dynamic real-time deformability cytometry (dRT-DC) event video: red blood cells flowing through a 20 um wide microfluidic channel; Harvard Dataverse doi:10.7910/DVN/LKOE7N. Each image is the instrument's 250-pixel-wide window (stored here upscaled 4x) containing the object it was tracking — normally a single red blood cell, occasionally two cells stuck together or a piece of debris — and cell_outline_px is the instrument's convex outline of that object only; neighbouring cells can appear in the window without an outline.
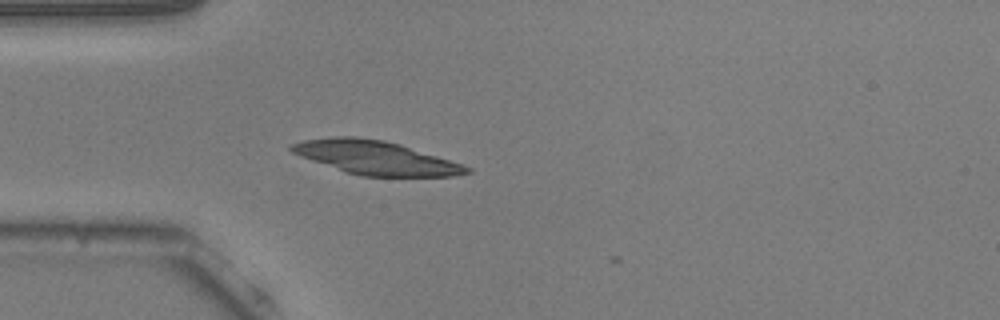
{"species": "common noctule bat (a hibernating species)", "species_latin": "Nyctalus noctula", "temperature_condition": "warm", "stored_images_in_passage": 4, "camera_frame_rate_fps": 3000, "um_per_image_px": 0.085, "animal": {"sex": "male", "body_mass_g": 20.5, "forearm_length_mm": 52.5}, "frame": {"image": 1, "passage_image": 3, "time_ms": 0.667, "image_size_px": [1000, 320], "cell_outline_px": [[472, 172], [452, 176], [360, 176], [344, 172], [300, 156], [292, 152], [288, 148], [288, 144], [304, 140], [332, 136], [356, 136], [384, 140], [400, 144], [472, 168]], "centroid_in_image_um": [31.85, 13.39], "position_along_channel_um": 53.2, "area_um2": 34.22}}